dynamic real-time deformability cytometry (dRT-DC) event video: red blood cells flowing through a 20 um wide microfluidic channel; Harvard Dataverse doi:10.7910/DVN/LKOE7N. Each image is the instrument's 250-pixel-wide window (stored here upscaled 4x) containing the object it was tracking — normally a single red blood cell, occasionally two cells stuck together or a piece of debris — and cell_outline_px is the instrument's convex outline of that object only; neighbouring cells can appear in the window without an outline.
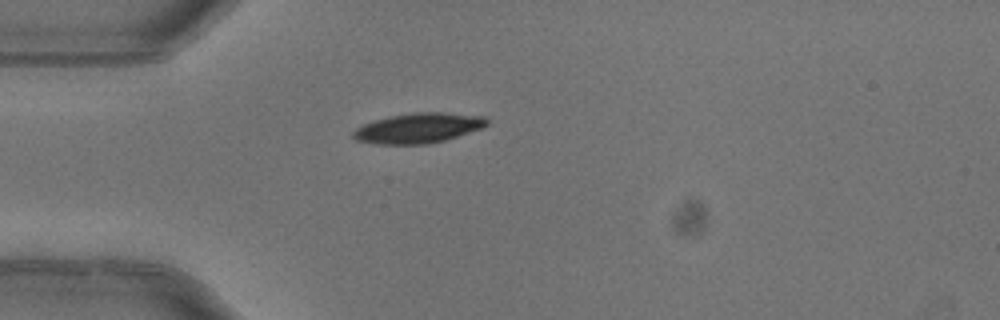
{"species": "common noctule bat (a hibernating species)", "species_latin": "Nyctalus noctula", "temperature_condition": "warm", "stored_images_in_passage": 2, "camera_frame_rate_fps": 3000, "um_per_image_px": 0.085, "animal": {"sex": "female"}, "frame": {"image": 1, "passage_image": 1, "time_ms": 0.0, "image_size_px": [1000, 320], "cell_outline_px": [[488, 124], [480, 128], [444, 140], [428, 144], [376, 144], [356, 140], [352, 136], [352, 132], [356, 128], [364, 124], [388, 116], [412, 112], [444, 112], [484, 116], [488, 120]], "centroid_in_image_um": [35.53, 10.88], "position_along_channel_um": 49.5, "area_um2": 23.29}}